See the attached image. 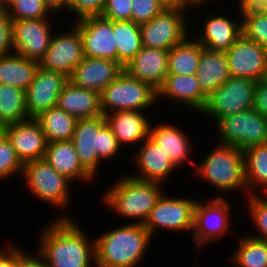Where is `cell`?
<instances>
[{
	"mask_svg": "<svg viewBox=\"0 0 267 267\" xmlns=\"http://www.w3.org/2000/svg\"><path fill=\"white\" fill-rule=\"evenodd\" d=\"M56 106L77 119L103 115L100 106V94L78 87L70 81L61 91Z\"/></svg>",
	"mask_w": 267,
	"mask_h": 267,
	"instance_id": "cell-27",
	"label": "cell"
},
{
	"mask_svg": "<svg viewBox=\"0 0 267 267\" xmlns=\"http://www.w3.org/2000/svg\"><path fill=\"white\" fill-rule=\"evenodd\" d=\"M196 9L201 8V7H205V5H207L210 1L214 2V0H188ZM217 1V0H215Z\"/></svg>",
	"mask_w": 267,
	"mask_h": 267,
	"instance_id": "cell-51",
	"label": "cell"
},
{
	"mask_svg": "<svg viewBox=\"0 0 267 267\" xmlns=\"http://www.w3.org/2000/svg\"><path fill=\"white\" fill-rule=\"evenodd\" d=\"M169 196V197H168ZM197 200L193 198L172 197L165 192L157 200L154 208L144 222V228L154 238L158 229L171 232H189L193 230L194 208Z\"/></svg>",
	"mask_w": 267,
	"mask_h": 267,
	"instance_id": "cell-10",
	"label": "cell"
},
{
	"mask_svg": "<svg viewBox=\"0 0 267 267\" xmlns=\"http://www.w3.org/2000/svg\"><path fill=\"white\" fill-rule=\"evenodd\" d=\"M262 81L267 84V63H266L265 73H264Z\"/></svg>",
	"mask_w": 267,
	"mask_h": 267,
	"instance_id": "cell-53",
	"label": "cell"
},
{
	"mask_svg": "<svg viewBox=\"0 0 267 267\" xmlns=\"http://www.w3.org/2000/svg\"><path fill=\"white\" fill-rule=\"evenodd\" d=\"M68 81L69 77L64 74L39 67L33 81L25 90L28 117L36 118L42 112L55 107Z\"/></svg>",
	"mask_w": 267,
	"mask_h": 267,
	"instance_id": "cell-16",
	"label": "cell"
},
{
	"mask_svg": "<svg viewBox=\"0 0 267 267\" xmlns=\"http://www.w3.org/2000/svg\"><path fill=\"white\" fill-rule=\"evenodd\" d=\"M29 119L25 91L20 87L0 84V125L2 127Z\"/></svg>",
	"mask_w": 267,
	"mask_h": 267,
	"instance_id": "cell-35",
	"label": "cell"
},
{
	"mask_svg": "<svg viewBox=\"0 0 267 267\" xmlns=\"http://www.w3.org/2000/svg\"><path fill=\"white\" fill-rule=\"evenodd\" d=\"M102 195L101 201L113 211V215L133 220V224H144L157 200L164 192V184L145 181L127 175L114 180Z\"/></svg>",
	"mask_w": 267,
	"mask_h": 267,
	"instance_id": "cell-3",
	"label": "cell"
},
{
	"mask_svg": "<svg viewBox=\"0 0 267 267\" xmlns=\"http://www.w3.org/2000/svg\"><path fill=\"white\" fill-rule=\"evenodd\" d=\"M74 21L81 35L85 57L117 61L113 21L100 15L86 16Z\"/></svg>",
	"mask_w": 267,
	"mask_h": 267,
	"instance_id": "cell-14",
	"label": "cell"
},
{
	"mask_svg": "<svg viewBox=\"0 0 267 267\" xmlns=\"http://www.w3.org/2000/svg\"><path fill=\"white\" fill-rule=\"evenodd\" d=\"M49 142L70 141L78 119L57 106L42 112L35 118Z\"/></svg>",
	"mask_w": 267,
	"mask_h": 267,
	"instance_id": "cell-32",
	"label": "cell"
},
{
	"mask_svg": "<svg viewBox=\"0 0 267 267\" xmlns=\"http://www.w3.org/2000/svg\"><path fill=\"white\" fill-rule=\"evenodd\" d=\"M248 234V235H247ZM238 238L234 252L229 260L236 267H267V242L250 236L246 233ZM238 244V245H237Z\"/></svg>",
	"mask_w": 267,
	"mask_h": 267,
	"instance_id": "cell-34",
	"label": "cell"
},
{
	"mask_svg": "<svg viewBox=\"0 0 267 267\" xmlns=\"http://www.w3.org/2000/svg\"><path fill=\"white\" fill-rule=\"evenodd\" d=\"M24 164L20 161L14 148L6 138L0 134V182L13 176L22 175Z\"/></svg>",
	"mask_w": 267,
	"mask_h": 267,
	"instance_id": "cell-39",
	"label": "cell"
},
{
	"mask_svg": "<svg viewBox=\"0 0 267 267\" xmlns=\"http://www.w3.org/2000/svg\"><path fill=\"white\" fill-rule=\"evenodd\" d=\"M9 0H0V8H7Z\"/></svg>",
	"mask_w": 267,
	"mask_h": 267,
	"instance_id": "cell-52",
	"label": "cell"
},
{
	"mask_svg": "<svg viewBox=\"0 0 267 267\" xmlns=\"http://www.w3.org/2000/svg\"><path fill=\"white\" fill-rule=\"evenodd\" d=\"M106 0H68V13L80 19L86 16L100 15Z\"/></svg>",
	"mask_w": 267,
	"mask_h": 267,
	"instance_id": "cell-42",
	"label": "cell"
},
{
	"mask_svg": "<svg viewBox=\"0 0 267 267\" xmlns=\"http://www.w3.org/2000/svg\"><path fill=\"white\" fill-rule=\"evenodd\" d=\"M7 10L12 20L51 18L53 14L43 0H11Z\"/></svg>",
	"mask_w": 267,
	"mask_h": 267,
	"instance_id": "cell-37",
	"label": "cell"
},
{
	"mask_svg": "<svg viewBox=\"0 0 267 267\" xmlns=\"http://www.w3.org/2000/svg\"><path fill=\"white\" fill-rule=\"evenodd\" d=\"M72 182H92L94 177L82 166L72 141L49 142L43 158ZM91 179V180H90Z\"/></svg>",
	"mask_w": 267,
	"mask_h": 267,
	"instance_id": "cell-26",
	"label": "cell"
},
{
	"mask_svg": "<svg viewBox=\"0 0 267 267\" xmlns=\"http://www.w3.org/2000/svg\"><path fill=\"white\" fill-rule=\"evenodd\" d=\"M51 18L12 21L14 53L40 61L50 46L53 26ZM52 27V28H51Z\"/></svg>",
	"mask_w": 267,
	"mask_h": 267,
	"instance_id": "cell-13",
	"label": "cell"
},
{
	"mask_svg": "<svg viewBox=\"0 0 267 267\" xmlns=\"http://www.w3.org/2000/svg\"><path fill=\"white\" fill-rule=\"evenodd\" d=\"M204 47L191 35L168 51V74L196 75Z\"/></svg>",
	"mask_w": 267,
	"mask_h": 267,
	"instance_id": "cell-31",
	"label": "cell"
},
{
	"mask_svg": "<svg viewBox=\"0 0 267 267\" xmlns=\"http://www.w3.org/2000/svg\"><path fill=\"white\" fill-rule=\"evenodd\" d=\"M243 155L247 194H267V143L248 147Z\"/></svg>",
	"mask_w": 267,
	"mask_h": 267,
	"instance_id": "cell-29",
	"label": "cell"
},
{
	"mask_svg": "<svg viewBox=\"0 0 267 267\" xmlns=\"http://www.w3.org/2000/svg\"><path fill=\"white\" fill-rule=\"evenodd\" d=\"M117 61L124 67L142 48L140 25L132 20L113 21Z\"/></svg>",
	"mask_w": 267,
	"mask_h": 267,
	"instance_id": "cell-33",
	"label": "cell"
},
{
	"mask_svg": "<svg viewBox=\"0 0 267 267\" xmlns=\"http://www.w3.org/2000/svg\"><path fill=\"white\" fill-rule=\"evenodd\" d=\"M187 13L179 9L164 8L152 20L141 24L142 46L169 51L183 42L191 34Z\"/></svg>",
	"mask_w": 267,
	"mask_h": 267,
	"instance_id": "cell-11",
	"label": "cell"
},
{
	"mask_svg": "<svg viewBox=\"0 0 267 267\" xmlns=\"http://www.w3.org/2000/svg\"><path fill=\"white\" fill-rule=\"evenodd\" d=\"M39 62L12 53L0 56V84L20 87L24 91L33 81Z\"/></svg>",
	"mask_w": 267,
	"mask_h": 267,
	"instance_id": "cell-30",
	"label": "cell"
},
{
	"mask_svg": "<svg viewBox=\"0 0 267 267\" xmlns=\"http://www.w3.org/2000/svg\"><path fill=\"white\" fill-rule=\"evenodd\" d=\"M10 245L0 249V267H14L17 257L24 251L19 246Z\"/></svg>",
	"mask_w": 267,
	"mask_h": 267,
	"instance_id": "cell-46",
	"label": "cell"
},
{
	"mask_svg": "<svg viewBox=\"0 0 267 267\" xmlns=\"http://www.w3.org/2000/svg\"><path fill=\"white\" fill-rule=\"evenodd\" d=\"M131 2V20L139 25L149 22L164 9L158 0H131Z\"/></svg>",
	"mask_w": 267,
	"mask_h": 267,
	"instance_id": "cell-41",
	"label": "cell"
},
{
	"mask_svg": "<svg viewBox=\"0 0 267 267\" xmlns=\"http://www.w3.org/2000/svg\"><path fill=\"white\" fill-rule=\"evenodd\" d=\"M156 103L157 90L149 83L129 76L124 70L100 93V106L104 116L116 111L145 110L147 113L150 108H155Z\"/></svg>",
	"mask_w": 267,
	"mask_h": 267,
	"instance_id": "cell-5",
	"label": "cell"
},
{
	"mask_svg": "<svg viewBox=\"0 0 267 267\" xmlns=\"http://www.w3.org/2000/svg\"><path fill=\"white\" fill-rule=\"evenodd\" d=\"M123 70L124 67L118 61L84 56L74 68L69 81L78 87L100 94Z\"/></svg>",
	"mask_w": 267,
	"mask_h": 267,
	"instance_id": "cell-20",
	"label": "cell"
},
{
	"mask_svg": "<svg viewBox=\"0 0 267 267\" xmlns=\"http://www.w3.org/2000/svg\"><path fill=\"white\" fill-rule=\"evenodd\" d=\"M67 31L53 34L51 43L39 66L47 71L59 72L68 77L84 57L79 29L73 24ZM55 35V36H54Z\"/></svg>",
	"mask_w": 267,
	"mask_h": 267,
	"instance_id": "cell-12",
	"label": "cell"
},
{
	"mask_svg": "<svg viewBox=\"0 0 267 267\" xmlns=\"http://www.w3.org/2000/svg\"><path fill=\"white\" fill-rule=\"evenodd\" d=\"M256 84L254 79L230 77L207 97L200 114L209 116L216 124L225 116L253 108Z\"/></svg>",
	"mask_w": 267,
	"mask_h": 267,
	"instance_id": "cell-8",
	"label": "cell"
},
{
	"mask_svg": "<svg viewBox=\"0 0 267 267\" xmlns=\"http://www.w3.org/2000/svg\"><path fill=\"white\" fill-rule=\"evenodd\" d=\"M29 254L26 251H23L18 257L15 262L14 267H47L43 259L40 255L36 252L35 254Z\"/></svg>",
	"mask_w": 267,
	"mask_h": 267,
	"instance_id": "cell-47",
	"label": "cell"
},
{
	"mask_svg": "<svg viewBox=\"0 0 267 267\" xmlns=\"http://www.w3.org/2000/svg\"><path fill=\"white\" fill-rule=\"evenodd\" d=\"M196 76L201 90L209 96L230 78L225 52L203 48Z\"/></svg>",
	"mask_w": 267,
	"mask_h": 267,
	"instance_id": "cell-28",
	"label": "cell"
},
{
	"mask_svg": "<svg viewBox=\"0 0 267 267\" xmlns=\"http://www.w3.org/2000/svg\"><path fill=\"white\" fill-rule=\"evenodd\" d=\"M44 3L50 8V10L55 14H61L62 9L68 13V0H43Z\"/></svg>",
	"mask_w": 267,
	"mask_h": 267,
	"instance_id": "cell-49",
	"label": "cell"
},
{
	"mask_svg": "<svg viewBox=\"0 0 267 267\" xmlns=\"http://www.w3.org/2000/svg\"><path fill=\"white\" fill-rule=\"evenodd\" d=\"M2 128H3V127L0 125V134L2 133Z\"/></svg>",
	"mask_w": 267,
	"mask_h": 267,
	"instance_id": "cell-54",
	"label": "cell"
},
{
	"mask_svg": "<svg viewBox=\"0 0 267 267\" xmlns=\"http://www.w3.org/2000/svg\"><path fill=\"white\" fill-rule=\"evenodd\" d=\"M20 176L24 178L27 190L39 201L41 200L57 210L61 208L65 210L72 203L70 187H73L74 183L58 173L44 159L25 163Z\"/></svg>",
	"mask_w": 267,
	"mask_h": 267,
	"instance_id": "cell-6",
	"label": "cell"
},
{
	"mask_svg": "<svg viewBox=\"0 0 267 267\" xmlns=\"http://www.w3.org/2000/svg\"><path fill=\"white\" fill-rule=\"evenodd\" d=\"M106 124L104 115L94 118L78 119L72 143L82 166L95 177L102 163L98 157L99 131ZM100 163V164H99Z\"/></svg>",
	"mask_w": 267,
	"mask_h": 267,
	"instance_id": "cell-23",
	"label": "cell"
},
{
	"mask_svg": "<svg viewBox=\"0 0 267 267\" xmlns=\"http://www.w3.org/2000/svg\"><path fill=\"white\" fill-rule=\"evenodd\" d=\"M247 210L250 213L253 228L256 227V235L250 236L267 242V194H252L246 198Z\"/></svg>",
	"mask_w": 267,
	"mask_h": 267,
	"instance_id": "cell-38",
	"label": "cell"
},
{
	"mask_svg": "<svg viewBox=\"0 0 267 267\" xmlns=\"http://www.w3.org/2000/svg\"><path fill=\"white\" fill-rule=\"evenodd\" d=\"M122 149L123 148L120 146L110 127L106 123L99 131L98 149H96L98 157L103 162H107L116 158Z\"/></svg>",
	"mask_w": 267,
	"mask_h": 267,
	"instance_id": "cell-40",
	"label": "cell"
},
{
	"mask_svg": "<svg viewBox=\"0 0 267 267\" xmlns=\"http://www.w3.org/2000/svg\"><path fill=\"white\" fill-rule=\"evenodd\" d=\"M152 236L142 224L127 223L96 236V267H138Z\"/></svg>",
	"mask_w": 267,
	"mask_h": 267,
	"instance_id": "cell-2",
	"label": "cell"
},
{
	"mask_svg": "<svg viewBox=\"0 0 267 267\" xmlns=\"http://www.w3.org/2000/svg\"><path fill=\"white\" fill-rule=\"evenodd\" d=\"M167 98L175 104L201 113L207 102V95L201 90L196 75L167 74L163 85L157 90V102Z\"/></svg>",
	"mask_w": 267,
	"mask_h": 267,
	"instance_id": "cell-21",
	"label": "cell"
},
{
	"mask_svg": "<svg viewBox=\"0 0 267 267\" xmlns=\"http://www.w3.org/2000/svg\"><path fill=\"white\" fill-rule=\"evenodd\" d=\"M216 146L210 153L201 156V162H196L194 175L198 178L200 176L205 183L208 182L220 192H216L214 197L222 198L223 193L229 194L234 191H243L241 194L245 195L247 187L243 150L219 143Z\"/></svg>",
	"mask_w": 267,
	"mask_h": 267,
	"instance_id": "cell-4",
	"label": "cell"
},
{
	"mask_svg": "<svg viewBox=\"0 0 267 267\" xmlns=\"http://www.w3.org/2000/svg\"><path fill=\"white\" fill-rule=\"evenodd\" d=\"M131 157L134 158H131V161L136 166L137 172L130 176L136 179L164 184L175 170H178L169 156L149 136L139 145Z\"/></svg>",
	"mask_w": 267,
	"mask_h": 267,
	"instance_id": "cell-19",
	"label": "cell"
},
{
	"mask_svg": "<svg viewBox=\"0 0 267 267\" xmlns=\"http://www.w3.org/2000/svg\"><path fill=\"white\" fill-rule=\"evenodd\" d=\"M208 201L197 200L194 208L193 230L191 238L194 239L196 249H201L220 240L226 233H232L230 229L231 203L225 197L208 198ZM200 247V248H199Z\"/></svg>",
	"mask_w": 267,
	"mask_h": 267,
	"instance_id": "cell-9",
	"label": "cell"
},
{
	"mask_svg": "<svg viewBox=\"0 0 267 267\" xmlns=\"http://www.w3.org/2000/svg\"><path fill=\"white\" fill-rule=\"evenodd\" d=\"M104 117L121 147L139 146L149 136L152 119L142 111H116Z\"/></svg>",
	"mask_w": 267,
	"mask_h": 267,
	"instance_id": "cell-25",
	"label": "cell"
},
{
	"mask_svg": "<svg viewBox=\"0 0 267 267\" xmlns=\"http://www.w3.org/2000/svg\"><path fill=\"white\" fill-rule=\"evenodd\" d=\"M254 109L267 118V84L262 80L257 81L255 91Z\"/></svg>",
	"mask_w": 267,
	"mask_h": 267,
	"instance_id": "cell-45",
	"label": "cell"
},
{
	"mask_svg": "<svg viewBox=\"0 0 267 267\" xmlns=\"http://www.w3.org/2000/svg\"><path fill=\"white\" fill-rule=\"evenodd\" d=\"M214 127L218 143L222 145L245 150L254 145L267 143V118L254 108L225 116Z\"/></svg>",
	"mask_w": 267,
	"mask_h": 267,
	"instance_id": "cell-7",
	"label": "cell"
},
{
	"mask_svg": "<svg viewBox=\"0 0 267 267\" xmlns=\"http://www.w3.org/2000/svg\"><path fill=\"white\" fill-rule=\"evenodd\" d=\"M131 0H106L100 16L110 21L131 20Z\"/></svg>",
	"mask_w": 267,
	"mask_h": 267,
	"instance_id": "cell-43",
	"label": "cell"
},
{
	"mask_svg": "<svg viewBox=\"0 0 267 267\" xmlns=\"http://www.w3.org/2000/svg\"><path fill=\"white\" fill-rule=\"evenodd\" d=\"M175 124L162 123L158 125L150 124L149 137L155 141L161 149L169 156L177 168H180L184 164H190L196 166V162L192 161L191 154L194 151L187 133L178 128ZM189 160V161H188Z\"/></svg>",
	"mask_w": 267,
	"mask_h": 267,
	"instance_id": "cell-24",
	"label": "cell"
},
{
	"mask_svg": "<svg viewBox=\"0 0 267 267\" xmlns=\"http://www.w3.org/2000/svg\"><path fill=\"white\" fill-rule=\"evenodd\" d=\"M71 216L59 215L42 227L36 252L47 267H96L95 240Z\"/></svg>",
	"mask_w": 267,
	"mask_h": 267,
	"instance_id": "cell-1",
	"label": "cell"
},
{
	"mask_svg": "<svg viewBox=\"0 0 267 267\" xmlns=\"http://www.w3.org/2000/svg\"><path fill=\"white\" fill-rule=\"evenodd\" d=\"M241 28L244 37L257 42L267 51V12L241 1Z\"/></svg>",
	"mask_w": 267,
	"mask_h": 267,
	"instance_id": "cell-36",
	"label": "cell"
},
{
	"mask_svg": "<svg viewBox=\"0 0 267 267\" xmlns=\"http://www.w3.org/2000/svg\"><path fill=\"white\" fill-rule=\"evenodd\" d=\"M236 8L239 20L226 17L227 14H209L208 17L206 16V21L202 20L203 25L198 34L191 35L208 50L226 52L242 35L241 0H237Z\"/></svg>",
	"mask_w": 267,
	"mask_h": 267,
	"instance_id": "cell-18",
	"label": "cell"
},
{
	"mask_svg": "<svg viewBox=\"0 0 267 267\" xmlns=\"http://www.w3.org/2000/svg\"><path fill=\"white\" fill-rule=\"evenodd\" d=\"M230 77L262 80L266 63L267 51L257 42L241 35L225 52Z\"/></svg>",
	"mask_w": 267,
	"mask_h": 267,
	"instance_id": "cell-15",
	"label": "cell"
},
{
	"mask_svg": "<svg viewBox=\"0 0 267 267\" xmlns=\"http://www.w3.org/2000/svg\"><path fill=\"white\" fill-rule=\"evenodd\" d=\"M124 71L158 90L168 74V51L142 46L134 58L124 66Z\"/></svg>",
	"mask_w": 267,
	"mask_h": 267,
	"instance_id": "cell-22",
	"label": "cell"
},
{
	"mask_svg": "<svg viewBox=\"0 0 267 267\" xmlns=\"http://www.w3.org/2000/svg\"><path fill=\"white\" fill-rule=\"evenodd\" d=\"M12 21L7 8H0V56L14 53Z\"/></svg>",
	"mask_w": 267,
	"mask_h": 267,
	"instance_id": "cell-44",
	"label": "cell"
},
{
	"mask_svg": "<svg viewBox=\"0 0 267 267\" xmlns=\"http://www.w3.org/2000/svg\"><path fill=\"white\" fill-rule=\"evenodd\" d=\"M244 4L267 12V0H241Z\"/></svg>",
	"mask_w": 267,
	"mask_h": 267,
	"instance_id": "cell-50",
	"label": "cell"
},
{
	"mask_svg": "<svg viewBox=\"0 0 267 267\" xmlns=\"http://www.w3.org/2000/svg\"><path fill=\"white\" fill-rule=\"evenodd\" d=\"M159 3L166 9H179L188 12L195 7L188 0H158ZM190 8V9H189Z\"/></svg>",
	"mask_w": 267,
	"mask_h": 267,
	"instance_id": "cell-48",
	"label": "cell"
},
{
	"mask_svg": "<svg viewBox=\"0 0 267 267\" xmlns=\"http://www.w3.org/2000/svg\"><path fill=\"white\" fill-rule=\"evenodd\" d=\"M2 133L23 164L44 158L48 141L35 118L4 126Z\"/></svg>",
	"mask_w": 267,
	"mask_h": 267,
	"instance_id": "cell-17",
	"label": "cell"
}]
</instances>
